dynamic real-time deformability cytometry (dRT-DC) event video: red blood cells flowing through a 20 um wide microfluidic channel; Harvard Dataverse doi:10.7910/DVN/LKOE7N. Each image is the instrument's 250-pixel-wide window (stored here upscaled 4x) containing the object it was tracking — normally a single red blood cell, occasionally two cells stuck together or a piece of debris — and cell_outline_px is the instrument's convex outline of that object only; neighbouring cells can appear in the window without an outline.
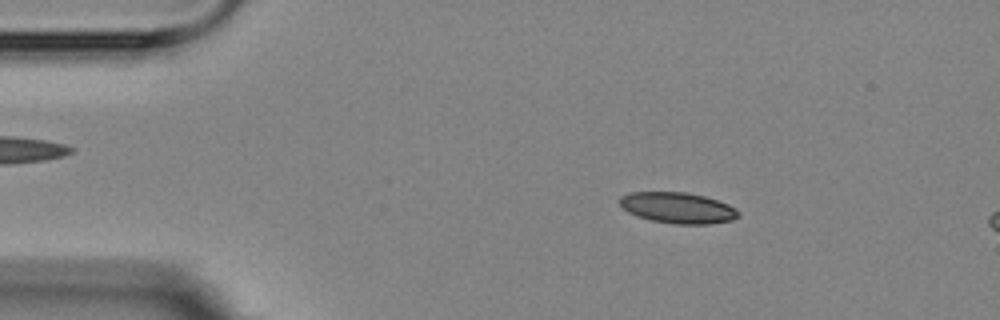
{"species": "Egyptian fruit bat (a non-hibernating species)", "species_latin": "Rousettus aegyptiacus", "temperature_condition": "room temperature", "stored_images_in_passage": 4, "camera_frame_rate_fps": 3000, "um_per_image_px": 0.085, "animal": {"sex": "female"}, "frame": {"image": 1, "passage_image": 2, "time_ms": 1.0, "image_size_px": [1000, 320], "cell_outline_px": [[740, 216], [732, 220], [708, 224], [672, 224], [652, 220], [628, 212], [620, 204], [620, 196], [632, 192], [684, 192], [704, 196], [728, 204], [736, 208], [740, 212]], "centroid_in_image_um": [57.65, 17.67], "position_along_channel_um": 27.4, "area_um2": 21.27}}